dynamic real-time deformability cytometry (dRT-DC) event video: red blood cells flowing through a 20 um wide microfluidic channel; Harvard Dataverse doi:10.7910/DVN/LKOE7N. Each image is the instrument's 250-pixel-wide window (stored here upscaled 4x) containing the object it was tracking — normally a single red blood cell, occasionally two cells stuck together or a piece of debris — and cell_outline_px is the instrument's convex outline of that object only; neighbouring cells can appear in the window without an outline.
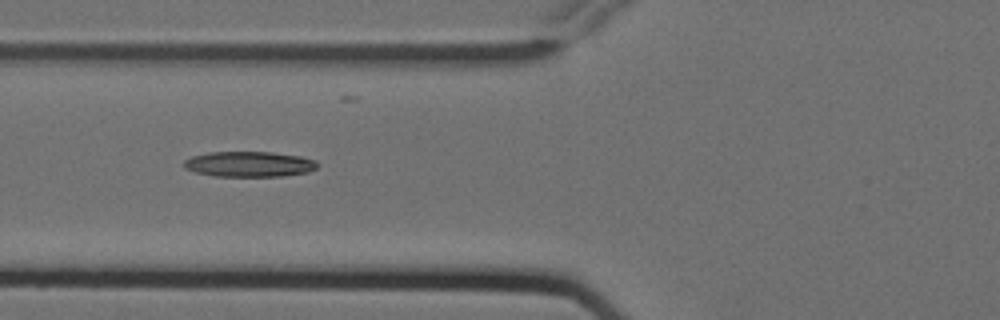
{"species": "Egyptian fruit bat (a non-hibernating species)", "species_latin": "Rousettus aegyptiacus", "temperature_condition": "cold", "stored_images_in_passage": 5, "camera_frame_rate_fps": 3000, "um_per_image_px": 0.085, "animal": {"sex": "female"}, "frame": {"image": 1, "passage_image": 4, "time_ms": 1.0, "image_size_px": [1000, 320], "cell_outline_px": [[320, 164], [316, 168], [308, 172], [284, 176], [212, 176], [196, 172], [184, 168], [184, 160], [192, 156], [208, 152], [272, 152], [300, 156], [316, 160]], "centroid_in_image_um": [21.2, 13.95], "position_along_channel_um": 104.6, "area_um2": 19.88}}
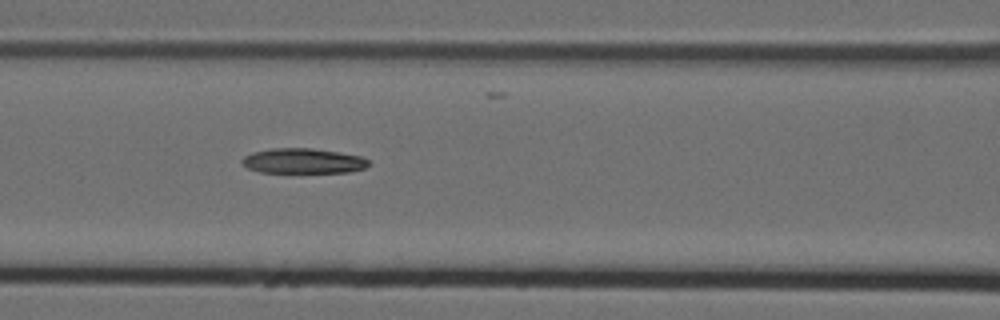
{"frame": {"image": 2, "passage_image": 5, "time_ms": 1.333, "image_size_px": [1000, 320], "cell_outline_px": [[368, 164], [364, 168], [348, 172], [260, 172], [248, 168], [240, 160], [244, 156], [252, 152], [272, 148], [312, 148], [360, 156], [368, 160]], "centroid_in_image_um": [25.72, 13.67], "position_along_channel_um": 140.9, "area_um2": 18.26}}